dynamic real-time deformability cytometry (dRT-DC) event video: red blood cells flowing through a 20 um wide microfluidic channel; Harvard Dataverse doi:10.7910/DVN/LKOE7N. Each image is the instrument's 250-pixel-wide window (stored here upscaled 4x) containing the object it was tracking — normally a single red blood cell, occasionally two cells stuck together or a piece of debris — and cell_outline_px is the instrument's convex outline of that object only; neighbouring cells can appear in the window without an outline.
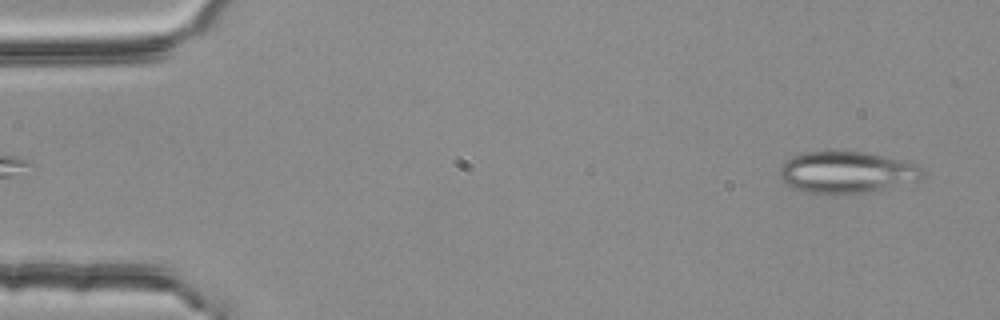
{"species": "common noctule bat (a hibernating species)", "species_latin": "Nyctalus noctula", "temperature_condition": "room temperature", "stored_images_in_passage": 4, "segment_of_instrument_passage": [2, 2], "camera_frame_rate_fps": 3000, "um_per_image_px": 0.085, "animal": {"sex": "female", "body_mass_g": 25.1}, "frame": {"image": 1, "passage_image": 4, "time_ms": 1.0, "image_size_px": [1000, 320], "cell_outline_px": [[924, 176], [920, 180], [864, 192], [804, 192], [792, 188], [780, 176], [780, 168], [784, 160], [792, 156], [804, 152], [864, 152], [884, 156], [916, 164], [924, 172]], "centroid_in_image_um": [71.95, 14.62], "position_along_channel_um": 13.1, "area_um2": 33.81}}